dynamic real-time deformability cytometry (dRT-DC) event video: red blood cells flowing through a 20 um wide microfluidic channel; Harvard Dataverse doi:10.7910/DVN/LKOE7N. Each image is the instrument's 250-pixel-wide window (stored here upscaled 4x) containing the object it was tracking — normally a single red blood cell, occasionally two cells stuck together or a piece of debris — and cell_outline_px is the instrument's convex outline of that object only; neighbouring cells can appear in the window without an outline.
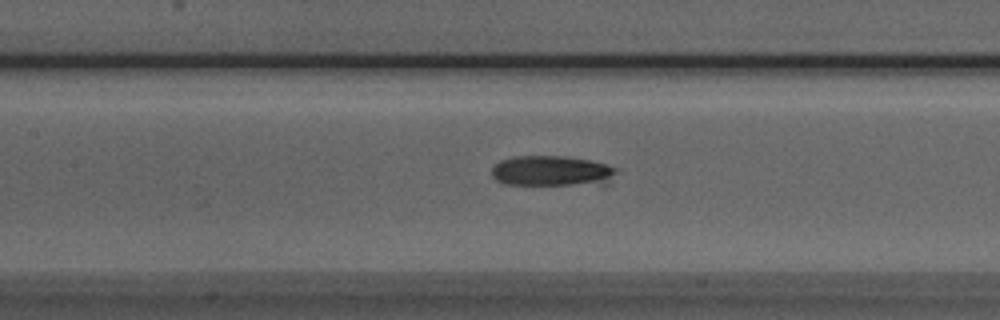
{"species": "Egyptian fruit bat (a non-hibernating species)", "species_latin": "Rousettus aegyptiacus", "temperature_condition": "room temperature", "stored_images_in_passage": 46, "camera_frame_rate_fps": 3000, "um_per_image_px": 0.085, "animal": {"sex": "male"}, "frame": {"image": 1, "passage_image": 23, "time_ms": 7.333, "image_size_px": [1000, 320], "cell_outline_px": [[620, 168], [612, 184], [604, 188], [504, 184], [496, 180], [492, 176], [492, 164], [500, 160], [512, 156], [564, 156], [588, 160], [608, 164]], "centroid_in_image_um": [47.08, 14.61], "position_along_channel_um": 160.3, "area_um2": 24.1}}
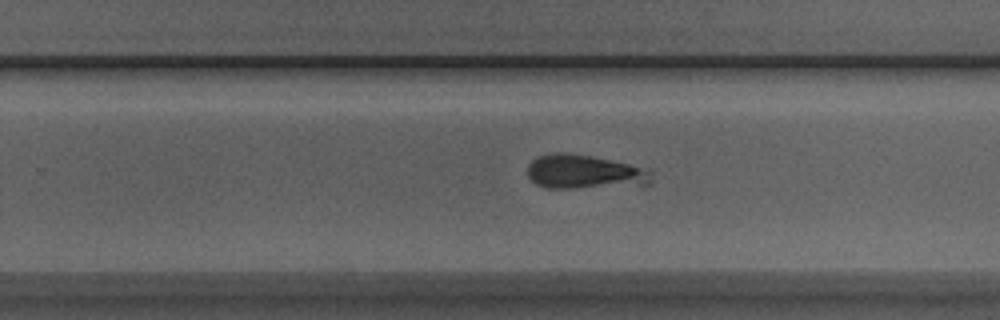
{"frame": {"image": 2, "passage_image": 32, "time_ms": 10.333, "image_size_px": [1000, 320], "cell_outline_px": [[652, 184], [644, 188], [544, 188], [536, 184], [528, 176], [528, 164], [536, 156], [556, 152], [564, 152], [588, 156], [628, 164], [652, 172]], "centroid_in_image_um": [49.75, 14.67], "position_along_channel_um": 280.1, "area_um2": 25.37}}
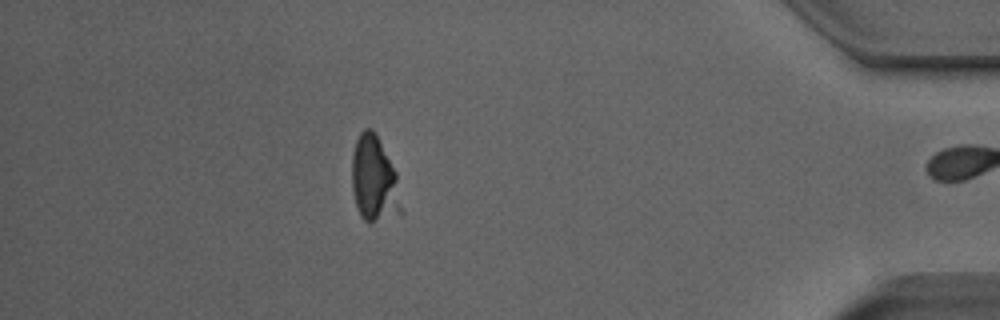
{"frame": {"image": 3, "passage_image": 45, "time_ms": 14.667, "image_size_px": [1000, 320], "cell_outline_px": [[400, 212], [368, 224], [360, 216], [356, 208], [352, 188], [352, 156], [356, 140], [360, 132], [364, 128], [372, 128], [396, 172], [400, 208]], "centroid_in_image_um": [31.75, 15.24], "position_along_channel_um": 403.5, "area_um2": 24.1}, "authors_computed_cell_mechanics": {"area_um2": 23.6113, "velocity_mm_per_s": 4.0081, "shape_relaxation_time_tau1_ms": 2.7299, "shape_relaxation_time_tau2_ms": null, "deformation_change_tau1": 0.1201, "deformation_change_tau2": null}}